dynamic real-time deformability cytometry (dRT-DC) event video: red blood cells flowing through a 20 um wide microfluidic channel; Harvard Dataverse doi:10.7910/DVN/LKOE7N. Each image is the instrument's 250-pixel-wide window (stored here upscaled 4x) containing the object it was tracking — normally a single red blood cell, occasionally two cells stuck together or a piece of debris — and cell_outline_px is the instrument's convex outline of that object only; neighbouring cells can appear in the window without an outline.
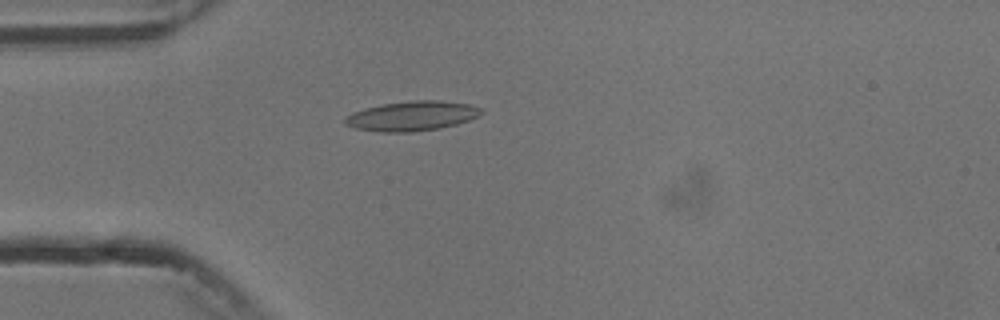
{"species": "common noctule bat (a hibernating species)", "species_latin": "Nyctalus noctula", "temperature_condition": "cold", "stored_images_in_passage": 5, "camera_frame_rate_fps": 3000, "um_per_image_px": 0.085, "animal": {"sex": "male", "body_mass_g": 13.3}, "frame": {"image": 1, "passage_image": 5, "time_ms": 4.667, "image_size_px": [1000, 320], "cell_outline_px": [[484, 112], [468, 120], [456, 124], [440, 128], [412, 132], [380, 132], [356, 128], [344, 124], [344, 120], [352, 112], [364, 108], [380, 104], [412, 100], [440, 100], [468, 104], [480, 108]], "centroid_in_image_um": [34.99, 9.85], "position_along_channel_um": 50.0, "area_um2": 23.52}}